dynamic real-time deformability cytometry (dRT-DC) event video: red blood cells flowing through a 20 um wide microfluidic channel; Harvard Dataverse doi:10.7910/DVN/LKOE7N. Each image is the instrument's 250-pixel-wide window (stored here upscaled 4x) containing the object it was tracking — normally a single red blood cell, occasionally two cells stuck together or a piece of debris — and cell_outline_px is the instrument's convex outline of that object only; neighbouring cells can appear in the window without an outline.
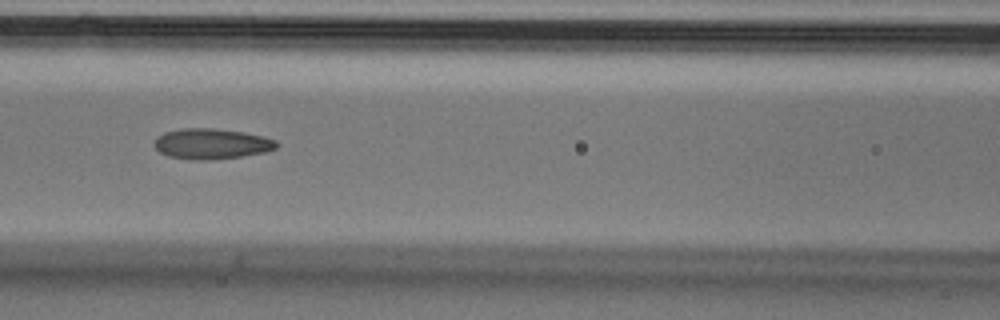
{"species": "Egyptian fruit bat (a non-hibernating species)", "species_latin": "Rousettus aegyptiacus", "temperature_condition": "cold", "stored_images_in_passage": 7, "camera_frame_rate_fps": 3000, "um_per_image_px": 0.085, "animal": {"sex": "male"}, "frame": {"image": 1, "passage_image": 7, "time_ms": 2.0, "image_size_px": [1000, 320], "cell_outline_px": [[280, 144], [276, 148], [264, 152], [240, 156], [212, 160], [192, 160], [168, 156], [160, 152], [152, 144], [156, 136], [164, 132], [180, 128], [212, 128], [244, 132], [264, 136], [276, 140]], "centroid_in_image_um": [17.95, 12.21], "position_along_channel_um": 148.6, "area_um2": 21.96}}